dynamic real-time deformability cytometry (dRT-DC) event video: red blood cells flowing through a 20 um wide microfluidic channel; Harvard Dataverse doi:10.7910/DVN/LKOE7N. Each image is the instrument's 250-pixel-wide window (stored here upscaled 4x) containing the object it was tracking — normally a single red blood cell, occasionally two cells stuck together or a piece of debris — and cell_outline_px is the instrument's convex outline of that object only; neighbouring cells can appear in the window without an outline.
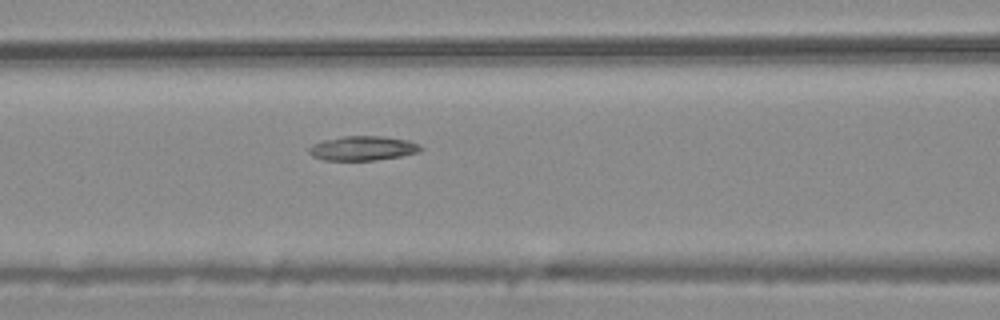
{"species": "common noctule bat (a hibernating species)", "species_latin": "Nyctalus noctula", "temperature_condition": "warm", "stored_images_in_passage": 5, "camera_frame_rate_fps": 3000, "um_per_image_px": 0.085, "animal": {"sex": "male", "body_mass_g": 20.4}, "frame": {"image": 1, "passage_image": 5, "time_ms": 1.333, "image_size_px": [1000, 320], "cell_outline_px": [[424, 148], [420, 152], [400, 156], [376, 160], [324, 160], [312, 156], [308, 152], [308, 148], [312, 144], [324, 140], [344, 136], [380, 136], [408, 140], [420, 144]], "centroid_in_image_um": [30.85, 12.6], "position_along_channel_um": 135.8, "area_um2": 15.95}}